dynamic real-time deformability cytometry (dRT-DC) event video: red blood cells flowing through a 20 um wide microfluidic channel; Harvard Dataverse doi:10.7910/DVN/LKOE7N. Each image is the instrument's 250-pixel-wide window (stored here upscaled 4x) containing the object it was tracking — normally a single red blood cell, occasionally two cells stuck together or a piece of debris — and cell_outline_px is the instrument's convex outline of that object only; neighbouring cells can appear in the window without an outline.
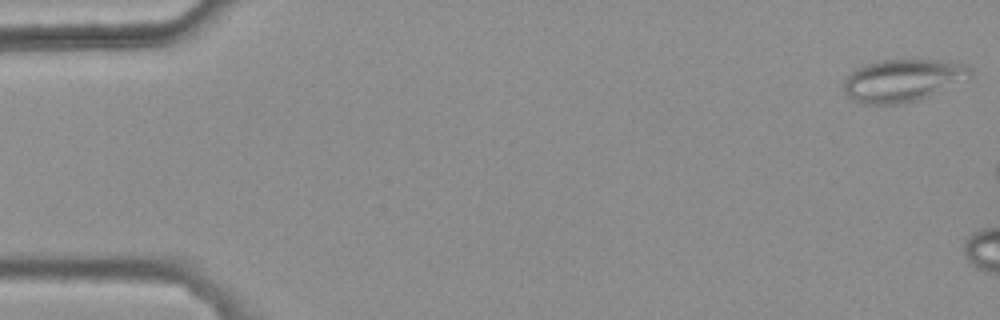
{"species": "common noctule bat (a hibernating species)", "species_latin": "Nyctalus noctula", "temperature_condition": "warm", "stored_images_in_passage": 6, "camera_frame_rate_fps": 3000, "um_per_image_px": 0.085, "animal": {"sex": "female", "body_mass_g": 25.1}, "frame": {"image": 1, "passage_image": 1, "time_ms": 0.0, "image_size_px": [1000, 320], "cell_outline_px": [[972, 76], [928, 96], [904, 104], [864, 104], [852, 100], [844, 92], [844, 80], [856, 68], [880, 60], [940, 60], [968, 64], [972, 68]], "centroid_in_image_um": [76.73, 6.83], "position_along_channel_um": 8.3, "area_um2": 31.15}}